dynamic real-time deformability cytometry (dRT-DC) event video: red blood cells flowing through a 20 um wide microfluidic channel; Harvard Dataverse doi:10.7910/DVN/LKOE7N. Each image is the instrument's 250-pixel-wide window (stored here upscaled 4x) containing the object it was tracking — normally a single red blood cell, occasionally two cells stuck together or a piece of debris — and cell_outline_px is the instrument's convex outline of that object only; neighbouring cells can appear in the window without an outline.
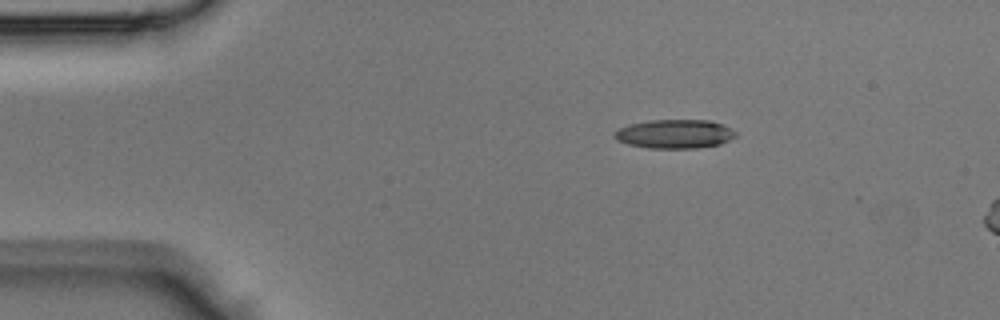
{"species": "Egyptian fruit bat (a non-hibernating species)", "species_latin": "Rousettus aegyptiacus", "temperature_condition": "room temperature", "stored_images_in_passage": 3, "camera_frame_rate_fps": 3000, "um_per_image_px": 0.085, "animal": {"sex": "male"}, "frame": {"image": 1, "passage_image": 1, "time_ms": 0.0, "image_size_px": [1000, 320], "cell_outline_px": [[736, 136], [720, 144], [696, 148], [648, 148], [628, 144], [616, 140], [612, 136], [612, 132], [628, 124], [648, 120], [708, 120], [724, 124], [736, 132]], "centroid_in_image_um": [57.31, 11.38], "position_along_channel_um": 27.7, "area_um2": 20.58}}